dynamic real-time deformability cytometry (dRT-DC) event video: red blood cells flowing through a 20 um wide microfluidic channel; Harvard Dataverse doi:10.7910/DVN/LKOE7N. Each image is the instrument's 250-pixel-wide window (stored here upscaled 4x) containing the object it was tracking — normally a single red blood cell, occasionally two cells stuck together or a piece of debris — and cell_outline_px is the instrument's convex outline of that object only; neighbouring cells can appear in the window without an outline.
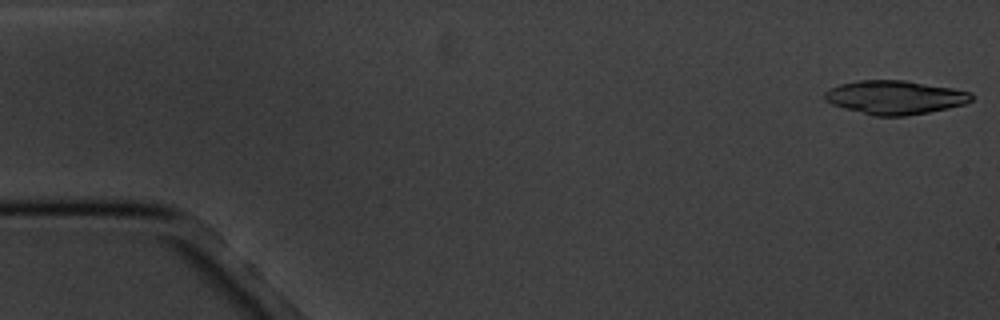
{"species": "common noctule bat (a hibernating species)", "species_latin": "Nyctalus noctula", "temperature_condition": "cold", "stored_images_in_passage": 5, "camera_frame_rate_fps": 3000, "um_per_image_px": 0.085, "animal": {"sex": "male", "body_mass_g": 20.1, "forearm_length_mm": 53.5}, "frame": {"image": 1, "passage_image": 1, "time_ms": 0.0, "image_size_px": [1000, 320], "cell_outline_px": [[972, 100], [964, 104], [948, 108], [928, 112], [904, 116], [872, 116], [844, 108], [832, 104], [824, 100], [824, 92], [840, 84], [856, 80], [904, 80], [952, 88], [972, 92]], "centroid_in_image_um": [76.05, 8.28], "position_along_channel_um": 8.9, "area_um2": 28.84}}